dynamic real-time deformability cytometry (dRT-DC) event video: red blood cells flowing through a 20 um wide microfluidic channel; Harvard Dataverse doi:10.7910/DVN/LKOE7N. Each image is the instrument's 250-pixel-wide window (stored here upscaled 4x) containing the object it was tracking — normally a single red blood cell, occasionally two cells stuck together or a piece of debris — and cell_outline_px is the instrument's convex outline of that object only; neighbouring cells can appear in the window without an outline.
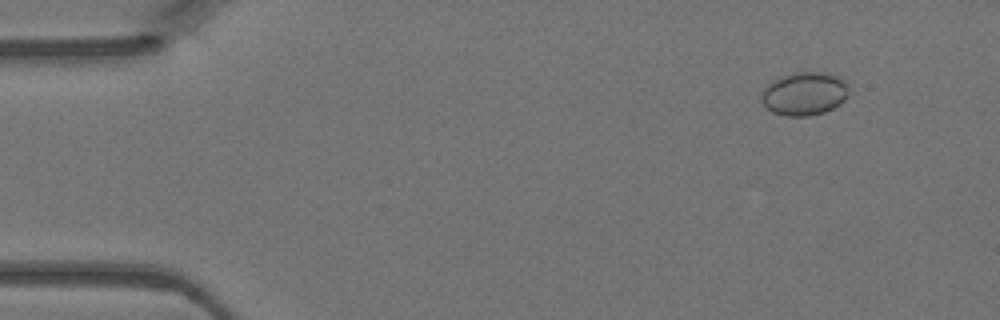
{"species": "Egyptian fruit bat (a non-hibernating species)", "species_latin": "Rousettus aegyptiacus", "temperature_condition": "warm", "stored_images_in_passage": 4, "camera_frame_rate_fps": 3000, "um_per_image_px": 0.085, "animal": {"sex": "female"}, "frame": {"image": 1, "passage_image": 2, "time_ms": 0.333, "image_size_px": [1000, 320], "cell_outline_px": [[848, 96], [840, 104], [824, 112], [808, 116], [784, 116], [772, 112], [760, 100], [760, 96], [764, 88], [772, 80], [796, 72], [824, 72], [840, 76], [844, 80], [848, 88]], "centroid_in_image_um": [68.37, 7.96], "position_along_channel_um": 16.6, "area_um2": 22.14}}